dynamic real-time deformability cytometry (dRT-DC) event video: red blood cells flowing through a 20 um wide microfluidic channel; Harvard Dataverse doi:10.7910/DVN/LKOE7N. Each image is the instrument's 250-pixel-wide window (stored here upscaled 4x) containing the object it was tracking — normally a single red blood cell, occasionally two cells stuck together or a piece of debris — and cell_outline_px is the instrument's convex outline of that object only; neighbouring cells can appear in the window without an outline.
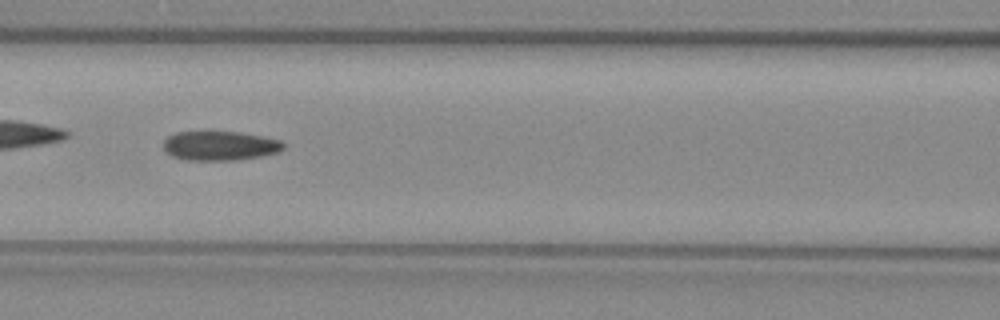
{"species": "common noctule bat (a hibernating species)", "species_latin": "Nyctalus noctula", "temperature_condition": "warm", "stored_images_in_passage": 41, "camera_frame_rate_fps": 3000, "um_per_image_px": 0.085, "animal": {"sex": "female", "body_mass_g": 29.2, "forearm_length_mm": 56.3}, "frame": {"image": 1, "passage_image": 12, "time_ms": 3.667, "image_size_px": [1000, 320], "cell_outline_px": [[284, 148], [280, 152], [260, 156], [236, 160], [188, 160], [172, 156], [164, 148], [164, 140], [168, 136], [176, 132], [240, 132], [280, 140], [284, 144]], "centroid_in_image_um": [18.7, 12.39], "position_along_channel_um": 147.9, "area_um2": 20.35}}
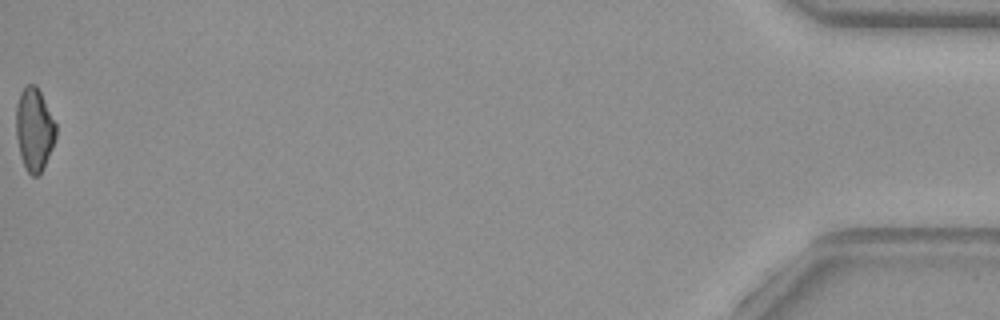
{"frame": {"image": 2, "passage_image": 41, "time_ms": 13.333, "image_size_px": [1000, 320], "cell_outline_px": [[56, 136], [52, 148], [44, 168], [36, 176], [32, 176], [28, 172], [20, 156], [16, 136], [16, 104], [20, 92], [28, 84], [36, 84], [56, 124]], "centroid_in_image_um": [2.9, 11.0], "position_along_channel_um": 432.3, "area_um2": 19.19}, "authors_computed_cell_mechanics": {"area_um2": 20.519, "velocity_mm_per_s": 4.0232, "shape_relaxation_time_tau1_ms": null, "shape_relaxation_time_tau2_ms": 3.0872, "deformation_change_tau1": null, "deformation_change_tau2": 0.1068}}